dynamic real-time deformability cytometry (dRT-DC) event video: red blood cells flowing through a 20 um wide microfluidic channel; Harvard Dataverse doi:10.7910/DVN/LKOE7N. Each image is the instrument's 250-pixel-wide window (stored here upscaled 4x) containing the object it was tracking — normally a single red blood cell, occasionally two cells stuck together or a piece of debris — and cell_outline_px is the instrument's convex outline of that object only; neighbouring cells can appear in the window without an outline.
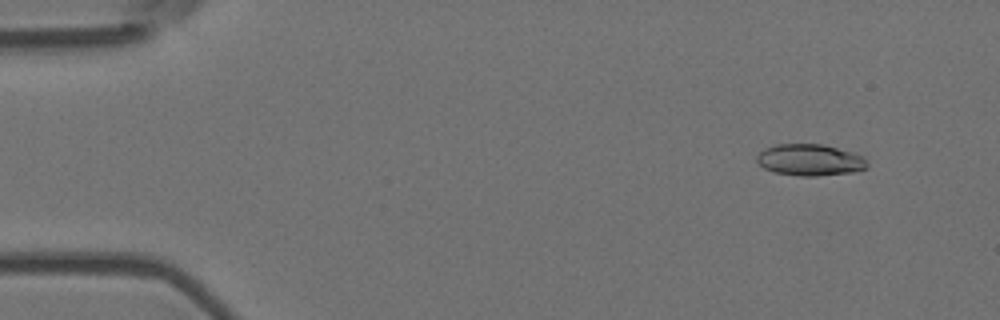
{"species": "Egyptian fruit bat (a non-hibernating species)", "species_latin": "Rousettus aegyptiacus", "temperature_condition": "room temperature", "stored_images_in_passage": 5, "camera_frame_rate_fps": 3000, "um_per_image_px": 0.085, "animal": {"sex": "female"}, "frame": {"image": 1, "passage_image": 2, "time_ms": 0.333, "image_size_px": [1000, 320], "cell_outline_px": [[868, 168], [852, 172], [816, 176], [800, 176], [776, 172], [764, 168], [756, 160], [756, 156], [764, 148], [776, 144], [820, 144], [852, 152], [864, 156], [868, 164]], "centroid_in_image_um": [68.85, 13.59], "position_along_channel_um": 16.2, "area_um2": 20.23}}
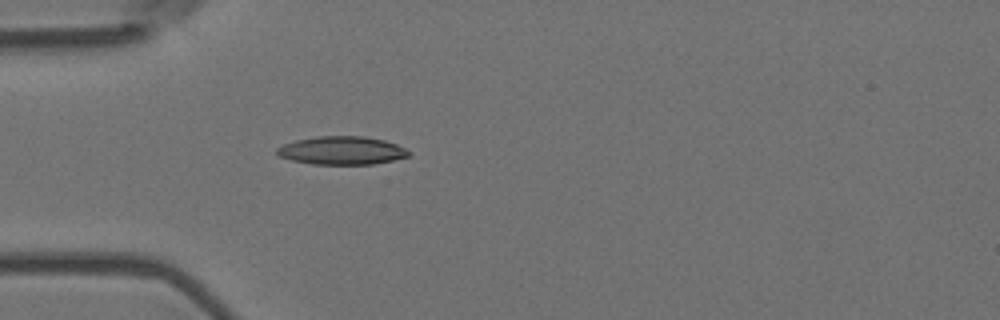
{"frame": {"image": 2, "passage_image": 5, "time_ms": 1.333, "image_size_px": [1000, 320], "cell_outline_px": [[412, 152], [408, 156], [392, 160], [372, 164], [312, 164], [292, 160], [280, 156], [276, 152], [276, 148], [284, 144], [296, 140], [316, 136], [364, 136], [384, 140], [396, 144]], "centroid_in_image_um": [29.05, 12.79], "position_along_channel_um": 56.0, "area_um2": 21.56}}